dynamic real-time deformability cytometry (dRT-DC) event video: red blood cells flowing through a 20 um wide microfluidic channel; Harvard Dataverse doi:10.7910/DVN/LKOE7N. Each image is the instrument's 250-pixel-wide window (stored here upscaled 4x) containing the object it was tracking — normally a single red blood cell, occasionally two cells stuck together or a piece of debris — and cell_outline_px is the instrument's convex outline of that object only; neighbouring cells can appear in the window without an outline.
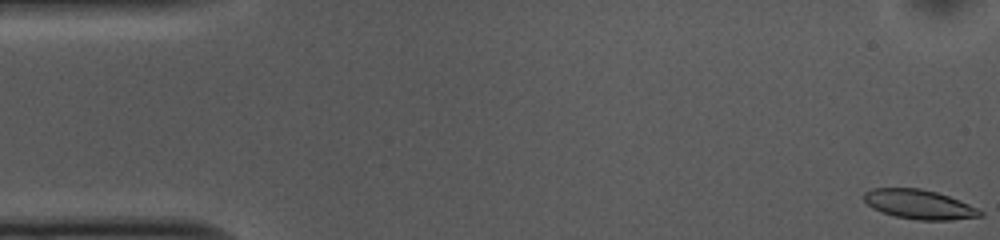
{"species": "common noctule bat (a hibernating species)", "species_latin": "Nyctalus noctula", "temperature_condition": "cold", "stored_images_in_passage": 50, "camera_frame_rate_fps": 3000, "um_per_image_px": 0.085, "animal": {"sex": "female", "body_mass_g": 10.0, "forearm_length_mm": 53.1}, "frame": {"image": 1, "passage_image": 1, "time_ms": 0.0, "image_size_px": [1000, 240], "cell_outline_px": [[984, 216], [952, 220], [916, 220], [896, 216], [880, 212], [872, 208], [864, 200], [864, 192], [872, 188], [920, 188], [936, 192], [948, 196], [968, 204], [984, 212]], "centroid_in_image_um": [78.12, 17.38], "position_along_channel_um": 6.9, "area_um2": 19.88}}
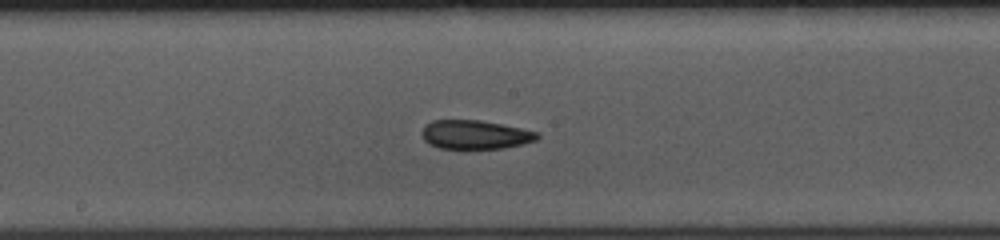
{"frame": {"image": 2, "passage_image": 27, "time_ms": 8.667, "image_size_px": [1000, 240], "cell_outline_px": [[540, 136], [536, 140], [504, 148], [440, 148], [428, 144], [424, 140], [420, 132], [424, 124], [432, 120], [480, 120], [540, 132]], "centroid_in_image_um": [40.34, 11.43], "position_along_channel_um": 207.9, "area_um2": 19.42}}
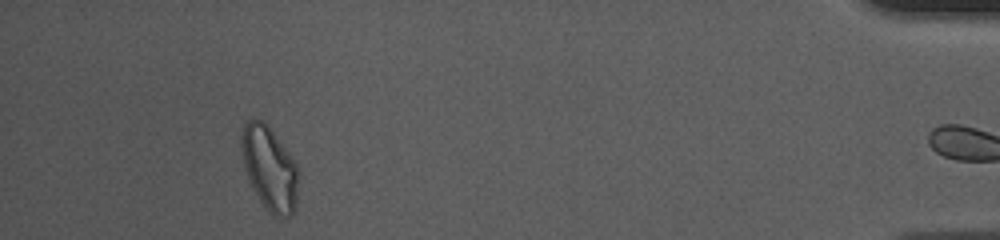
{"frame": {"image": 3, "passage_image": 49, "time_ms": 16.0, "image_size_px": [1000, 240], "cell_outline_px": [[296, 204], [292, 216], [280, 220], [272, 216], [264, 208], [252, 188], [248, 180], [240, 152], [240, 136], [244, 124], [252, 116], [264, 120], [288, 152], [296, 164]], "centroid_in_image_um": [22.85, 14.32], "position_along_channel_um": 412.3, "area_um2": 28.26}, "authors_computed_cell_mechanics": {"area_um2": 20.3167, "velocity_mm_per_s": 3.7114, "shape_relaxation_time_tau1_ms": null, "shape_relaxation_time_tau2_ms": 8.5072, "deformation_change_tau1": null, "deformation_change_tau2": 0.1592}}